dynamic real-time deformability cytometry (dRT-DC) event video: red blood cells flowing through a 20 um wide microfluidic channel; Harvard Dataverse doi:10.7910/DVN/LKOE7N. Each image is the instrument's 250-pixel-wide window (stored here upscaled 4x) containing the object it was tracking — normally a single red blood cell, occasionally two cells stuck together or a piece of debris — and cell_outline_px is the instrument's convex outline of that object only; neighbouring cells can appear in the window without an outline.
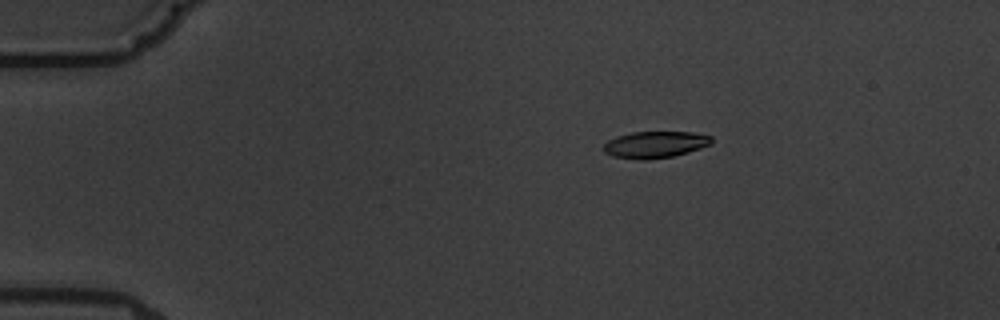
{"species": "common noctule bat (a hibernating species)", "species_latin": "Nyctalus noctula", "temperature_condition": "warm", "stored_images_in_passage": 5, "camera_frame_rate_fps": 3000, "um_per_image_px": 0.085, "animal": {"sex": "male", "body_mass_g": 19.5, "forearm_length_mm": 54.6}, "frame": {"image": 1, "passage_image": 3, "time_ms": 3.0, "image_size_px": [1000, 320], "cell_outline_px": [[712, 144], [688, 152], [672, 156], [648, 160], [640, 160], [612, 156], [604, 152], [604, 144], [608, 140], [616, 136], [632, 132], [692, 132], [712, 136]], "centroid_in_image_um": [55.68, 12.29], "position_along_channel_um": 29.3, "area_um2": 16.82}}